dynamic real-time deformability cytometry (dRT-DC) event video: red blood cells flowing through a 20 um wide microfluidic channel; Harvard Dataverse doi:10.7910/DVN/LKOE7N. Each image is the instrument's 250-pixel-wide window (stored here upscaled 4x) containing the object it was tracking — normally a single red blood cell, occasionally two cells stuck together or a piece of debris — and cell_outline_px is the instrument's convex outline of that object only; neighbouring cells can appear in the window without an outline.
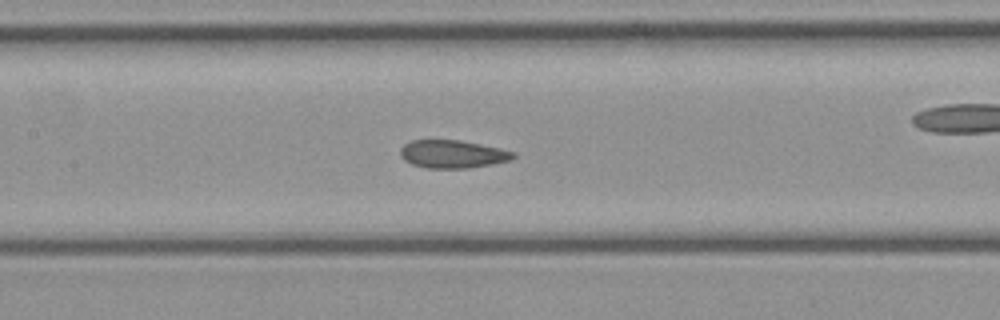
{"species": "common noctule bat (a hibernating species)", "species_latin": "Nyctalus noctula", "temperature_condition": "cold", "stored_images_in_passage": 35, "camera_frame_rate_fps": 3000, "um_per_image_px": 0.085, "animal": {"sex": "female", "body_mass_g": 21.9}, "frame": {"image": 1, "passage_image": 11, "time_ms": 3.333, "image_size_px": [1000, 320], "cell_outline_px": [[516, 156], [508, 160], [492, 164], [468, 168], [424, 168], [412, 164], [404, 160], [400, 156], [400, 148], [404, 144], [412, 140], [460, 140], [500, 148], [516, 152]], "centroid_in_image_um": [38.45, 13.1], "position_along_channel_um": 169.0, "area_um2": 18.44}}
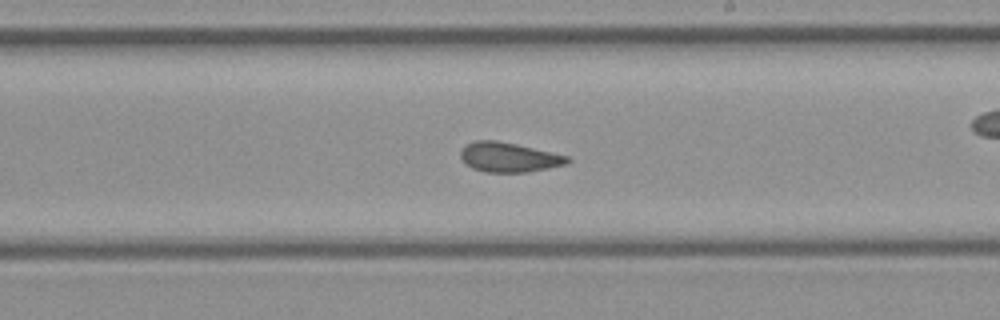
{"frame": {"image": 2, "passage_image": 16, "time_ms": 5.0, "image_size_px": [1000, 320], "cell_outline_px": [[572, 160], [568, 164], [528, 172], [484, 172], [472, 168], [460, 156], [460, 152], [464, 144], [476, 140], [496, 140], [516, 144], [568, 156]], "centroid_in_image_um": [43.25, 13.36], "position_along_channel_um": 245.7, "area_um2": 18.44}}